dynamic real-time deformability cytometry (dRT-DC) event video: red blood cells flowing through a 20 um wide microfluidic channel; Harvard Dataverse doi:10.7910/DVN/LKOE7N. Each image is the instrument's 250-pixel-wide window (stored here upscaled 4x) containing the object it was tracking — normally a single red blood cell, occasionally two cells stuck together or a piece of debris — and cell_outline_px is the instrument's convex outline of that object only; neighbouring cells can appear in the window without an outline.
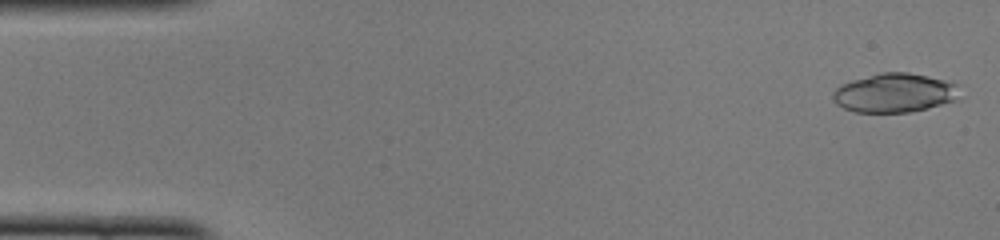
{"species": "common noctule bat (a hibernating species)", "species_latin": "Nyctalus noctula", "temperature_condition": "cold", "stored_images_in_passage": 50, "camera_frame_rate_fps": 3000, "um_per_image_px": 0.085, "animal": {"sex": "female", "body_mass_g": 22.0, "forearm_length_mm": 56.7}, "frame": {"image": 1, "passage_image": 2, "time_ms": 0.333, "image_size_px": [1000, 240], "cell_outline_px": [[960, 100], [908, 112], [856, 112], [844, 108], [836, 104], [832, 96], [832, 92], [840, 84], [852, 80], [880, 72], [908, 72], [928, 76], [944, 80], [956, 84]], "centroid_in_image_um": [76.02, 7.89], "position_along_channel_um": 9.0, "area_um2": 28.84}}